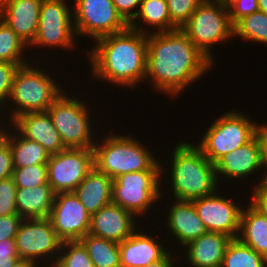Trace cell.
<instances>
[{"instance_id": "52a82bcc", "label": "cell", "mask_w": 267, "mask_h": 267, "mask_svg": "<svg viewBox=\"0 0 267 267\" xmlns=\"http://www.w3.org/2000/svg\"><path fill=\"white\" fill-rule=\"evenodd\" d=\"M181 30L212 63L210 46L233 38L227 5L218 0H203Z\"/></svg>"}, {"instance_id": "1f68e13d", "label": "cell", "mask_w": 267, "mask_h": 267, "mask_svg": "<svg viewBox=\"0 0 267 267\" xmlns=\"http://www.w3.org/2000/svg\"><path fill=\"white\" fill-rule=\"evenodd\" d=\"M59 256H53V267H94L86 248L80 241L62 242ZM67 250V251H66Z\"/></svg>"}, {"instance_id": "d590c367", "label": "cell", "mask_w": 267, "mask_h": 267, "mask_svg": "<svg viewBox=\"0 0 267 267\" xmlns=\"http://www.w3.org/2000/svg\"><path fill=\"white\" fill-rule=\"evenodd\" d=\"M19 67L18 64L0 62V108L4 107L10 97L13 79Z\"/></svg>"}, {"instance_id": "4fadbf2b", "label": "cell", "mask_w": 267, "mask_h": 267, "mask_svg": "<svg viewBox=\"0 0 267 267\" xmlns=\"http://www.w3.org/2000/svg\"><path fill=\"white\" fill-rule=\"evenodd\" d=\"M65 0H43L38 30L31 46L71 49L76 37L72 13ZM72 46V47H71Z\"/></svg>"}, {"instance_id": "7dc6e473", "label": "cell", "mask_w": 267, "mask_h": 267, "mask_svg": "<svg viewBox=\"0 0 267 267\" xmlns=\"http://www.w3.org/2000/svg\"><path fill=\"white\" fill-rule=\"evenodd\" d=\"M15 267H37V265L25 261H20Z\"/></svg>"}, {"instance_id": "7402d4cb", "label": "cell", "mask_w": 267, "mask_h": 267, "mask_svg": "<svg viewBox=\"0 0 267 267\" xmlns=\"http://www.w3.org/2000/svg\"><path fill=\"white\" fill-rule=\"evenodd\" d=\"M176 202V204H175ZM168 211L167 228L182 247L207 232L192 201L176 200Z\"/></svg>"}, {"instance_id": "8fae6325", "label": "cell", "mask_w": 267, "mask_h": 267, "mask_svg": "<svg viewBox=\"0 0 267 267\" xmlns=\"http://www.w3.org/2000/svg\"><path fill=\"white\" fill-rule=\"evenodd\" d=\"M94 167L93 148H66L49 156L48 184L55 194L74 192Z\"/></svg>"}, {"instance_id": "7a4b0ae2", "label": "cell", "mask_w": 267, "mask_h": 267, "mask_svg": "<svg viewBox=\"0 0 267 267\" xmlns=\"http://www.w3.org/2000/svg\"><path fill=\"white\" fill-rule=\"evenodd\" d=\"M95 41L96 46L87 52L93 77L130 88L145 81L147 34L128 28Z\"/></svg>"}, {"instance_id": "603a6c76", "label": "cell", "mask_w": 267, "mask_h": 267, "mask_svg": "<svg viewBox=\"0 0 267 267\" xmlns=\"http://www.w3.org/2000/svg\"><path fill=\"white\" fill-rule=\"evenodd\" d=\"M113 179L95 167L74 190L75 195L92 215L112 202Z\"/></svg>"}, {"instance_id": "ba28073f", "label": "cell", "mask_w": 267, "mask_h": 267, "mask_svg": "<svg viewBox=\"0 0 267 267\" xmlns=\"http://www.w3.org/2000/svg\"><path fill=\"white\" fill-rule=\"evenodd\" d=\"M86 106L81 100L70 98L63 92L48 108L47 112L65 148H94L90 111Z\"/></svg>"}, {"instance_id": "5b68a950", "label": "cell", "mask_w": 267, "mask_h": 267, "mask_svg": "<svg viewBox=\"0 0 267 267\" xmlns=\"http://www.w3.org/2000/svg\"><path fill=\"white\" fill-rule=\"evenodd\" d=\"M48 73L30 65H22L15 73L12 90L7 103L16 106L11 110V121L29 112H45L63 93Z\"/></svg>"}, {"instance_id": "5bb4252c", "label": "cell", "mask_w": 267, "mask_h": 267, "mask_svg": "<svg viewBox=\"0 0 267 267\" xmlns=\"http://www.w3.org/2000/svg\"><path fill=\"white\" fill-rule=\"evenodd\" d=\"M49 219L62 241H79L89 233L91 214L74 192L55 194Z\"/></svg>"}, {"instance_id": "d4e9b609", "label": "cell", "mask_w": 267, "mask_h": 267, "mask_svg": "<svg viewBox=\"0 0 267 267\" xmlns=\"http://www.w3.org/2000/svg\"><path fill=\"white\" fill-rule=\"evenodd\" d=\"M238 239L267 260V220L250 203L242 209Z\"/></svg>"}, {"instance_id": "836d02e7", "label": "cell", "mask_w": 267, "mask_h": 267, "mask_svg": "<svg viewBox=\"0 0 267 267\" xmlns=\"http://www.w3.org/2000/svg\"><path fill=\"white\" fill-rule=\"evenodd\" d=\"M203 0H166L171 31L181 29Z\"/></svg>"}, {"instance_id": "4316f807", "label": "cell", "mask_w": 267, "mask_h": 267, "mask_svg": "<svg viewBox=\"0 0 267 267\" xmlns=\"http://www.w3.org/2000/svg\"><path fill=\"white\" fill-rule=\"evenodd\" d=\"M135 18L129 23V28L148 34L141 25L136 23V20H142L144 25L157 27L158 33L171 31V20L166 0H142ZM139 18V19H138ZM138 25V26H137Z\"/></svg>"}, {"instance_id": "ac0fdd59", "label": "cell", "mask_w": 267, "mask_h": 267, "mask_svg": "<svg viewBox=\"0 0 267 267\" xmlns=\"http://www.w3.org/2000/svg\"><path fill=\"white\" fill-rule=\"evenodd\" d=\"M262 168V128L247 144L224 155L215 163L216 176L244 179ZM258 169V170H257Z\"/></svg>"}, {"instance_id": "4dcf8cb0", "label": "cell", "mask_w": 267, "mask_h": 267, "mask_svg": "<svg viewBox=\"0 0 267 267\" xmlns=\"http://www.w3.org/2000/svg\"><path fill=\"white\" fill-rule=\"evenodd\" d=\"M27 46L12 30L0 19V62H10L19 66L28 63L23 53Z\"/></svg>"}, {"instance_id": "6da1fadb", "label": "cell", "mask_w": 267, "mask_h": 267, "mask_svg": "<svg viewBox=\"0 0 267 267\" xmlns=\"http://www.w3.org/2000/svg\"><path fill=\"white\" fill-rule=\"evenodd\" d=\"M212 64L181 29L147 34L145 79L158 92L178 95L204 76Z\"/></svg>"}, {"instance_id": "ee69618b", "label": "cell", "mask_w": 267, "mask_h": 267, "mask_svg": "<svg viewBox=\"0 0 267 267\" xmlns=\"http://www.w3.org/2000/svg\"><path fill=\"white\" fill-rule=\"evenodd\" d=\"M21 261L19 256L0 254V267H15Z\"/></svg>"}, {"instance_id": "74e56055", "label": "cell", "mask_w": 267, "mask_h": 267, "mask_svg": "<svg viewBox=\"0 0 267 267\" xmlns=\"http://www.w3.org/2000/svg\"><path fill=\"white\" fill-rule=\"evenodd\" d=\"M13 171L10 143L0 134V181L12 177Z\"/></svg>"}, {"instance_id": "ffe728a7", "label": "cell", "mask_w": 267, "mask_h": 267, "mask_svg": "<svg viewBox=\"0 0 267 267\" xmlns=\"http://www.w3.org/2000/svg\"><path fill=\"white\" fill-rule=\"evenodd\" d=\"M154 238L136 230L120 242V267H145L162 259L169 251Z\"/></svg>"}, {"instance_id": "f1b7e54d", "label": "cell", "mask_w": 267, "mask_h": 267, "mask_svg": "<svg viewBox=\"0 0 267 267\" xmlns=\"http://www.w3.org/2000/svg\"><path fill=\"white\" fill-rule=\"evenodd\" d=\"M221 267H267V260L234 238L227 245Z\"/></svg>"}, {"instance_id": "f546056e", "label": "cell", "mask_w": 267, "mask_h": 267, "mask_svg": "<svg viewBox=\"0 0 267 267\" xmlns=\"http://www.w3.org/2000/svg\"><path fill=\"white\" fill-rule=\"evenodd\" d=\"M267 44V14L260 10L243 17L233 25V37Z\"/></svg>"}, {"instance_id": "d6a6232c", "label": "cell", "mask_w": 267, "mask_h": 267, "mask_svg": "<svg viewBox=\"0 0 267 267\" xmlns=\"http://www.w3.org/2000/svg\"><path fill=\"white\" fill-rule=\"evenodd\" d=\"M17 188H28L48 184L47 164L14 168L13 176Z\"/></svg>"}, {"instance_id": "60d3db41", "label": "cell", "mask_w": 267, "mask_h": 267, "mask_svg": "<svg viewBox=\"0 0 267 267\" xmlns=\"http://www.w3.org/2000/svg\"><path fill=\"white\" fill-rule=\"evenodd\" d=\"M253 189L250 203L267 220V186H254Z\"/></svg>"}, {"instance_id": "bcb514c9", "label": "cell", "mask_w": 267, "mask_h": 267, "mask_svg": "<svg viewBox=\"0 0 267 267\" xmlns=\"http://www.w3.org/2000/svg\"><path fill=\"white\" fill-rule=\"evenodd\" d=\"M259 10L267 14V0H257Z\"/></svg>"}, {"instance_id": "83f0119b", "label": "cell", "mask_w": 267, "mask_h": 267, "mask_svg": "<svg viewBox=\"0 0 267 267\" xmlns=\"http://www.w3.org/2000/svg\"><path fill=\"white\" fill-rule=\"evenodd\" d=\"M79 241L86 248L94 267H120L119 243L89 233Z\"/></svg>"}, {"instance_id": "f35d334b", "label": "cell", "mask_w": 267, "mask_h": 267, "mask_svg": "<svg viewBox=\"0 0 267 267\" xmlns=\"http://www.w3.org/2000/svg\"><path fill=\"white\" fill-rule=\"evenodd\" d=\"M23 218L19 215L0 217V241L15 239L20 223Z\"/></svg>"}, {"instance_id": "f6af8a7d", "label": "cell", "mask_w": 267, "mask_h": 267, "mask_svg": "<svg viewBox=\"0 0 267 267\" xmlns=\"http://www.w3.org/2000/svg\"><path fill=\"white\" fill-rule=\"evenodd\" d=\"M175 263L172 261V256L168 252L162 259L152 263L151 265H147L145 267H175Z\"/></svg>"}, {"instance_id": "ab89813d", "label": "cell", "mask_w": 267, "mask_h": 267, "mask_svg": "<svg viewBox=\"0 0 267 267\" xmlns=\"http://www.w3.org/2000/svg\"><path fill=\"white\" fill-rule=\"evenodd\" d=\"M118 13L129 24L136 16L142 0H112ZM136 8V9H135ZM135 9V10H133Z\"/></svg>"}, {"instance_id": "44dd1931", "label": "cell", "mask_w": 267, "mask_h": 267, "mask_svg": "<svg viewBox=\"0 0 267 267\" xmlns=\"http://www.w3.org/2000/svg\"><path fill=\"white\" fill-rule=\"evenodd\" d=\"M232 238L223 233L206 232L188 242L185 255L193 267H221L225 250Z\"/></svg>"}, {"instance_id": "3957f363", "label": "cell", "mask_w": 267, "mask_h": 267, "mask_svg": "<svg viewBox=\"0 0 267 267\" xmlns=\"http://www.w3.org/2000/svg\"><path fill=\"white\" fill-rule=\"evenodd\" d=\"M176 145L170 167V185L176 200L193 201L214 194L220 181L215 164L194 144L182 142Z\"/></svg>"}, {"instance_id": "2e32d148", "label": "cell", "mask_w": 267, "mask_h": 267, "mask_svg": "<svg viewBox=\"0 0 267 267\" xmlns=\"http://www.w3.org/2000/svg\"><path fill=\"white\" fill-rule=\"evenodd\" d=\"M43 0H0V19L28 46L33 42Z\"/></svg>"}, {"instance_id": "8992f818", "label": "cell", "mask_w": 267, "mask_h": 267, "mask_svg": "<svg viewBox=\"0 0 267 267\" xmlns=\"http://www.w3.org/2000/svg\"><path fill=\"white\" fill-rule=\"evenodd\" d=\"M263 126L231 110L212 122L197 147L215 164L224 155L250 142Z\"/></svg>"}, {"instance_id": "c3c4849f", "label": "cell", "mask_w": 267, "mask_h": 267, "mask_svg": "<svg viewBox=\"0 0 267 267\" xmlns=\"http://www.w3.org/2000/svg\"><path fill=\"white\" fill-rule=\"evenodd\" d=\"M218 1H220L221 3H224L225 5H227L232 0H218Z\"/></svg>"}, {"instance_id": "b9f144b4", "label": "cell", "mask_w": 267, "mask_h": 267, "mask_svg": "<svg viewBox=\"0 0 267 267\" xmlns=\"http://www.w3.org/2000/svg\"><path fill=\"white\" fill-rule=\"evenodd\" d=\"M262 167L264 169H267V129L263 126L262 127ZM265 174V175H264ZM263 174V178L259 181H261L258 185L261 186H267V172Z\"/></svg>"}, {"instance_id": "d6986e66", "label": "cell", "mask_w": 267, "mask_h": 267, "mask_svg": "<svg viewBox=\"0 0 267 267\" xmlns=\"http://www.w3.org/2000/svg\"><path fill=\"white\" fill-rule=\"evenodd\" d=\"M19 134L41 144L50 154L65 150L59 132L53 125L48 112H29L16 117L11 123Z\"/></svg>"}, {"instance_id": "30bf717a", "label": "cell", "mask_w": 267, "mask_h": 267, "mask_svg": "<svg viewBox=\"0 0 267 267\" xmlns=\"http://www.w3.org/2000/svg\"><path fill=\"white\" fill-rule=\"evenodd\" d=\"M74 3L73 21L76 36L88 35L97 40L129 28L112 0H75Z\"/></svg>"}, {"instance_id": "8d00e7d4", "label": "cell", "mask_w": 267, "mask_h": 267, "mask_svg": "<svg viewBox=\"0 0 267 267\" xmlns=\"http://www.w3.org/2000/svg\"><path fill=\"white\" fill-rule=\"evenodd\" d=\"M231 24L259 10L257 0H232L227 4Z\"/></svg>"}, {"instance_id": "e0dca14e", "label": "cell", "mask_w": 267, "mask_h": 267, "mask_svg": "<svg viewBox=\"0 0 267 267\" xmlns=\"http://www.w3.org/2000/svg\"><path fill=\"white\" fill-rule=\"evenodd\" d=\"M135 217L111 202L91 215L89 234L120 243L137 230Z\"/></svg>"}, {"instance_id": "9c48e42d", "label": "cell", "mask_w": 267, "mask_h": 267, "mask_svg": "<svg viewBox=\"0 0 267 267\" xmlns=\"http://www.w3.org/2000/svg\"><path fill=\"white\" fill-rule=\"evenodd\" d=\"M162 170H144L117 176L112 183V203L134 215H143L161 197ZM160 190V191H159Z\"/></svg>"}, {"instance_id": "9a60e30c", "label": "cell", "mask_w": 267, "mask_h": 267, "mask_svg": "<svg viewBox=\"0 0 267 267\" xmlns=\"http://www.w3.org/2000/svg\"><path fill=\"white\" fill-rule=\"evenodd\" d=\"M208 232L223 233L234 239L239 235L242 207L217 192L192 201Z\"/></svg>"}, {"instance_id": "7c38bea8", "label": "cell", "mask_w": 267, "mask_h": 267, "mask_svg": "<svg viewBox=\"0 0 267 267\" xmlns=\"http://www.w3.org/2000/svg\"><path fill=\"white\" fill-rule=\"evenodd\" d=\"M15 243L21 261L39 265L41 258H43L42 262L44 261V256L50 258L51 255L57 256L60 253L62 241L47 217L23 219L19 225Z\"/></svg>"}, {"instance_id": "484cf974", "label": "cell", "mask_w": 267, "mask_h": 267, "mask_svg": "<svg viewBox=\"0 0 267 267\" xmlns=\"http://www.w3.org/2000/svg\"><path fill=\"white\" fill-rule=\"evenodd\" d=\"M3 128L2 126L0 134L10 143L14 168L47 164L50 154L41 144L21 136L17 131L12 133Z\"/></svg>"}, {"instance_id": "e575fe53", "label": "cell", "mask_w": 267, "mask_h": 267, "mask_svg": "<svg viewBox=\"0 0 267 267\" xmlns=\"http://www.w3.org/2000/svg\"><path fill=\"white\" fill-rule=\"evenodd\" d=\"M16 189L14 178L0 181V217L18 215L16 208Z\"/></svg>"}, {"instance_id": "7bdbcfd3", "label": "cell", "mask_w": 267, "mask_h": 267, "mask_svg": "<svg viewBox=\"0 0 267 267\" xmlns=\"http://www.w3.org/2000/svg\"><path fill=\"white\" fill-rule=\"evenodd\" d=\"M0 254H9V256H19L16 249L15 239L0 241Z\"/></svg>"}, {"instance_id": "277c9868", "label": "cell", "mask_w": 267, "mask_h": 267, "mask_svg": "<svg viewBox=\"0 0 267 267\" xmlns=\"http://www.w3.org/2000/svg\"><path fill=\"white\" fill-rule=\"evenodd\" d=\"M93 149L95 168L112 179L130 172L162 170L152 152L132 136L108 135Z\"/></svg>"}, {"instance_id": "cb8c5ba5", "label": "cell", "mask_w": 267, "mask_h": 267, "mask_svg": "<svg viewBox=\"0 0 267 267\" xmlns=\"http://www.w3.org/2000/svg\"><path fill=\"white\" fill-rule=\"evenodd\" d=\"M16 208L23 219L50 216L55 193L49 184L16 189Z\"/></svg>"}]
</instances>
